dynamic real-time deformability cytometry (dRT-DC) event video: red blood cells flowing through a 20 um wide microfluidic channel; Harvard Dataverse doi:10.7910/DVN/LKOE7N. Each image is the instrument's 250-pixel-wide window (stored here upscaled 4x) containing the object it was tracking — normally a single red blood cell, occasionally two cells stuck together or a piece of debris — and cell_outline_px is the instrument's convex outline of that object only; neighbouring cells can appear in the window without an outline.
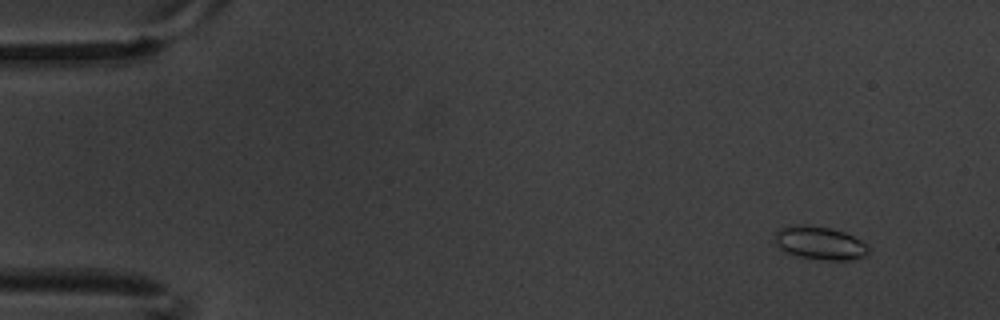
{"species": "common noctule bat (a hibernating species)", "species_latin": "Nyctalus noctula", "temperature_condition": "warm", "stored_images_in_passage": 8, "camera_frame_rate_fps": 3000, "um_per_image_px": 0.085, "animal": {"sex": "male", "body_mass_g": 20.1, "forearm_length_mm": 53.5}, "frame": {"image": 1, "passage_image": 1, "time_ms": 0.0, "image_size_px": [1000, 320], "cell_outline_px": [[872, 248], [864, 256], [852, 260], [828, 260], [800, 256], [788, 252], [780, 248], [776, 244], [776, 232], [780, 228], [800, 224], [804, 224], [832, 228], [844, 232], [860, 240]], "centroid_in_image_um": [69.73, 20.65], "position_along_channel_um": 15.3, "area_um2": 17.92}}
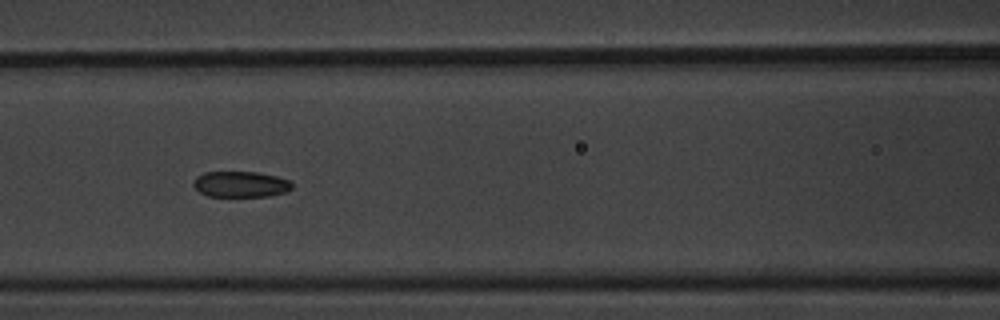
{"frame": {"image": 2, "passage_image": 7, "time_ms": 2.0, "image_size_px": [1000, 320], "cell_outline_px": [[292, 188], [288, 192], [272, 196], [208, 196], [200, 192], [192, 184], [196, 176], [204, 172], [256, 172], [276, 176], [288, 180], [292, 184]], "centroid_in_image_um": [20.47, 15.66], "position_along_channel_um": 146.1, "area_um2": 14.91}}
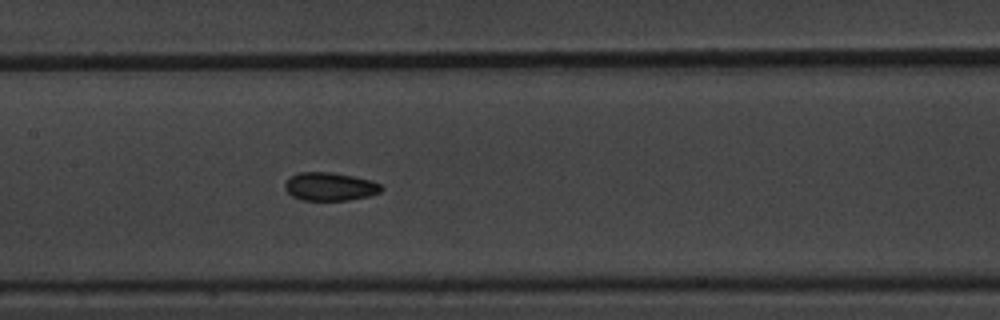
{"frame": {"image": 3, "passage_image": 8, "time_ms": 2.333, "image_size_px": [1000, 320], "cell_outline_px": [[384, 188], [380, 192], [368, 196], [348, 200], [304, 200], [292, 196], [284, 188], [284, 184], [292, 176], [300, 172], [328, 172], [352, 176], [372, 180], [380, 184]], "centroid_in_image_um": [28.06, 15.86], "position_along_channel_um": 179.3, "area_um2": 15.72}}